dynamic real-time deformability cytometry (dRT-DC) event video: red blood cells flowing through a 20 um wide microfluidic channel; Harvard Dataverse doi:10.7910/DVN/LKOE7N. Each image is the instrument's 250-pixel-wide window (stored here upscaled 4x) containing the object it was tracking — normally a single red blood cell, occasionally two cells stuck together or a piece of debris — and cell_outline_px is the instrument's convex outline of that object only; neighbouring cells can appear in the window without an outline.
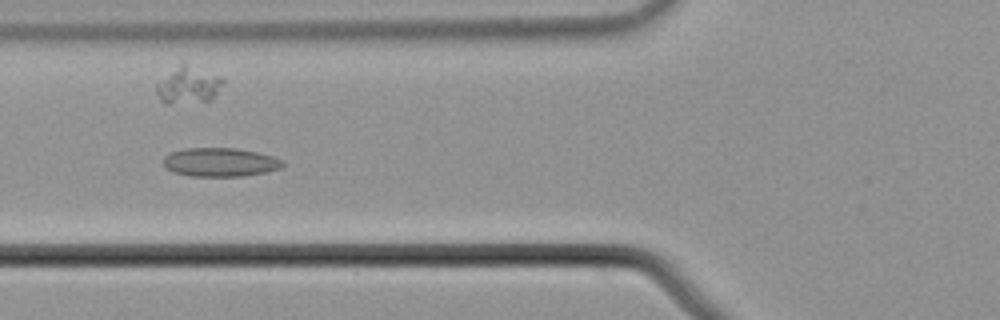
{"species": "common noctule bat (a hibernating species)", "species_latin": "Nyctalus noctula", "temperature_condition": "cold", "stored_images_in_passage": 9, "camera_frame_rate_fps": 3000, "um_per_image_px": 0.085, "animal": {"sex": "male", "body_mass_g": 21.5, "forearm_length_mm": 52.0}, "frame": {"image": 1, "passage_image": 6, "time_ms": 1.667, "image_size_px": [1000, 320], "cell_outline_px": [[284, 164], [280, 168], [264, 172], [244, 176], [188, 176], [172, 172], [164, 168], [164, 156], [172, 152], [184, 148], [236, 148], [256, 152], [272, 156], [284, 160]], "centroid_in_image_um": [18.68, 13.79], "position_along_channel_um": 107.1, "area_um2": 20.06}}
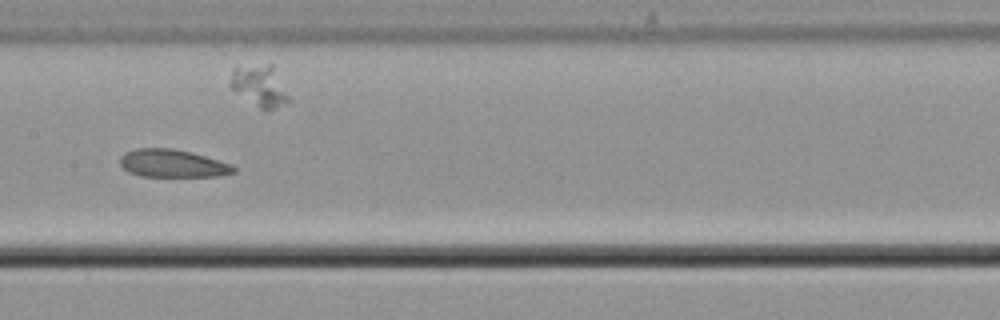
{"frame": {"image": 2, "passage_image": 8, "time_ms": 2.333, "image_size_px": [1000, 320], "cell_outline_px": [[236, 172], [220, 176], [140, 176], [128, 172], [120, 164], [120, 156], [124, 152], [136, 148], [172, 148], [192, 152], [232, 164], [236, 168]], "centroid_in_image_um": [14.66, 13.88], "position_along_channel_um": 192.7, "area_um2": 18.55}}
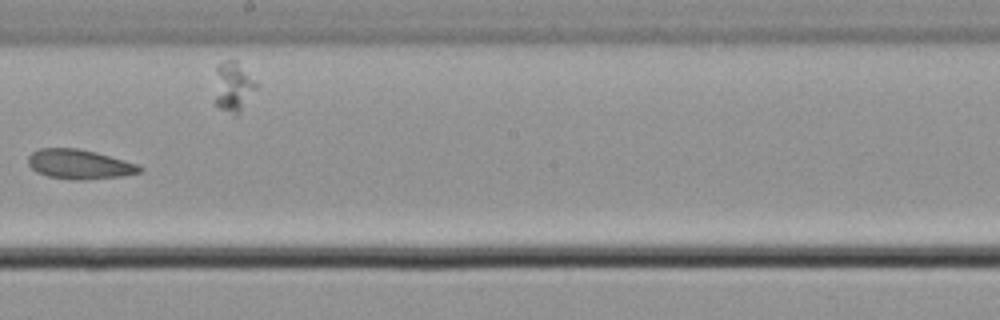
{"frame": {"image": 3, "passage_image": 9, "time_ms": 2.667, "image_size_px": [1000, 320], "cell_outline_px": [[144, 168], [140, 172], [124, 176], [84, 180], [72, 180], [48, 176], [36, 172], [28, 164], [28, 156], [32, 152], [40, 148], [80, 148], [96, 152], [124, 160], [136, 164]], "centroid_in_image_um": [6.74, 13.96], "position_along_channel_um": 241.5, "area_um2": 19.31}}